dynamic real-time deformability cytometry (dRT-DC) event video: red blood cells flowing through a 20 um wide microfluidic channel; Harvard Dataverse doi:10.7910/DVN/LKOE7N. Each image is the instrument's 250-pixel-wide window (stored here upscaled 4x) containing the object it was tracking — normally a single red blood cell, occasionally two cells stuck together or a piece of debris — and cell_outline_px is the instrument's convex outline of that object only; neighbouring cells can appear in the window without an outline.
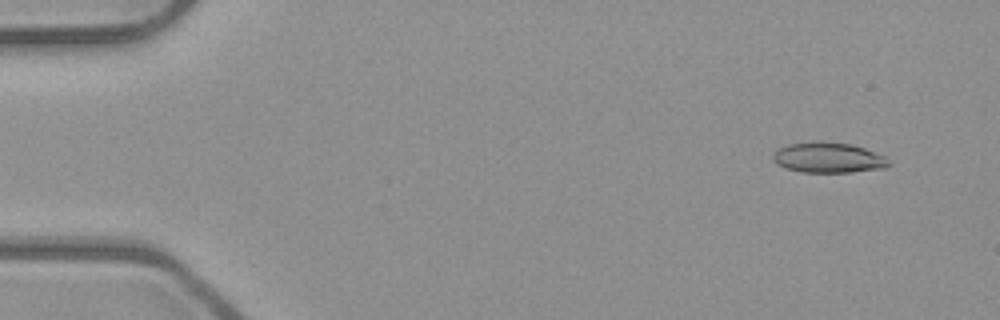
{"species": "common noctule bat (a hibernating species)", "species_latin": "Nyctalus noctula", "temperature_condition": "room temperature", "stored_images_in_passage": 5, "segment_of_instrument_passage": [1, 2], "camera_frame_rate_fps": 3000, "um_per_image_px": 0.085, "animal": {"sex": "male", "body_mass_g": 23.1, "forearm_length_mm": 52.7}, "frame": {"image": 1, "passage_image": 1, "time_ms": 0.0, "image_size_px": [1000, 320], "cell_outline_px": [[892, 164], [884, 168], [852, 172], [800, 172], [784, 168], [776, 164], [772, 160], [772, 156], [780, 148], [788, 144], [820, 140], [852, 144], [864, 148], [884, 156]], "centroid_in_image_um": [70.39, 13.4], "position_along_channel_um": 14.6, "area_um2": 20.69}}